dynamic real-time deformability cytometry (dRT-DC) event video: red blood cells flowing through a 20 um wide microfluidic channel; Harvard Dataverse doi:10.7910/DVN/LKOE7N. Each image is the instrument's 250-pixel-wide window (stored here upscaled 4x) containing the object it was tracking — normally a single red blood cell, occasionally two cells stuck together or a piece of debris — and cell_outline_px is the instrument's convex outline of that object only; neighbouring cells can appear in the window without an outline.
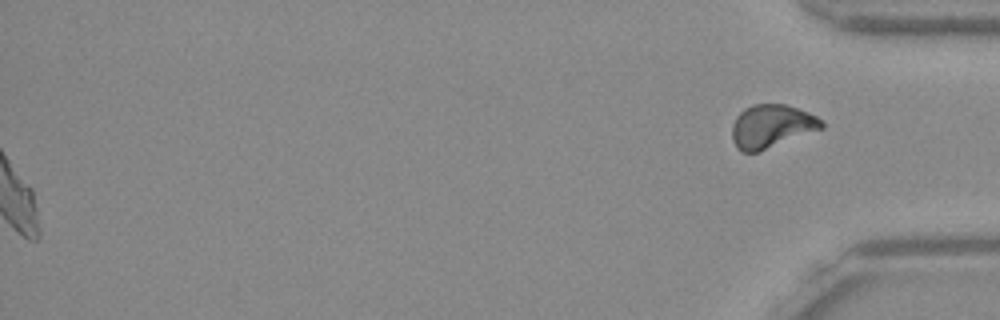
{"species": "Egyptian fruit bat (a non-hibernating species)", "species_latin": "Rousettus aegyptiacus", "temperature_condition": "warm", "stored_images_in_passage": 47, "segment_of_instrument_passage": [2, 2], "camera_frame_rate_fps": 3000, "um_per_image_px": 0.085, "frame": {"image": 1, "passage_image": 47, "time_ms": 15.333, "image_size_px": [1000, 320], "cell_outline_px": [[824, 128], [760, 152], [740, 152], [736, 148], [732, 140], [732, 124], [736, 116], [744, 108], [752, 104], [784, 104], [808, 112], [824, 120]], "centroid_in_image_um": [65.57, 10.75], "position_along_channel_um": 369.6, "area_um2": 22.95}}